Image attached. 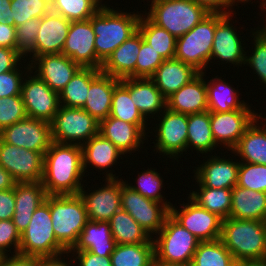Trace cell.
Here are the masks:
<instances>
[{
  "label": "cell",
  "mask_w": 266,
  "mask_h": 266,
  "mask_svg": "<svg viewBox=\"0 0 266 266\" xmlns=\"http://www.w3.org/2000/svg\"><path fill=\"white\" fill-rule=\"evenodd\" d=\"M84 174L81 146L52 141L44 154L41 179L47 195L79 194Z\"/></svg>",
  "instance_id": "obj_1"
},
{
  "label": "cell",
  "mask_w": 266,
  "mask_h": 266,
  "mask_svg": "<svg viewBox=\"0 0 266 266\" xmlns=\"http://www.w3.org/2000/svg\"><path fill=\"white\" fill-rule=\"evenodd\" d=\"M141 13L121 12L103 5L89 20L95 37L96 56L104 63L124 41L138 31Z\"/></svg>",
  "instance_id": "obj_2"
},
{
  "label": "cell",
  "mask_w": 266,
  "mask_h": 266,
  "mask_svg": "<svg viewBox=\"0 0 266 266\" xmlns=\"http://www.w3.org/2000/svg\"><path fill=\"white\" fill-rule=\"evenodd\" d=\"M220 239L238 264L266 260V237L262 221L229 217L222 222Z\"/></svg>",
  "instance_id": "obj_3"
},
{
  "label": "cell",
  "mask_w": 266,
  "mask_h": 266,
  "mask_svg": "<svg viewBox=\"0 0 266 266\" xmlns=\"http://www.w3.org/2000/svg\"><path fill=\"white\" fill-rule=\"evenodd\" d=\"M52 226L57 241L69 252L89 221L86 207L79 194L47 195Z\"/></svg>",
  "instance_id": "obj_4"
},
{
  "label": "cell",
  "mask_w": 266,
  "mask_h": 266,
  "mask_svg": "<svg viewBox=\"0 0 266 266\" xmlns=\"http://www.w3.org/2000/svg\"><path fill=\"white\" fill-rule=\"evenodd\" d=\"M145 14L176 39L193 29L209 12L193 0H152Z\"/></svg>",
  "instance_id": "obj_5"
},
{
  "label": "cell",
  "mask_w": 266,
  "mask_h": 266,
  "mask_svg": "<svg viewBox=\"0 0 266 266\" xmlns=\"http://www.w3.org/2000/svg\"><path fill=\"white\" fill-rule=\"evenodd\" d=\"M19 254L40 258L63 254L68 256V251L54 235L51 212L46 202L36 209L28 227L21 234Z\"/></svg>",
  "instance_id": "obj_6"
},
{
  "label": "cell",
  "mask_w": 266,
  "mask_h": 266,
  "mask_svg": "<svg viewBox=\"0 0 266 266\" xmlns=\"http://www.w3.org/2000/svg\"><path fill=\"white\" fill-rule=\"evenodd\" d=\"M154 239V262L191 265L199 240L170 215Z\"/></svg>",
  "instance_id": "obj_7"
},
{
  "label": "cell",
  "mask_w": 266,
  "mask_h": 266,
  "mask_svg": "<svg viewBox=\"0 0 266 266\" xmlns=\"http://www.w3.org/2000/svg\"><path fill=\"white\" fill-rule=\"evenodd\" d=\"M217 13H209L193 29L176 40V59L192 65L200 73L211 60Z\"/></svg>",
  "instance_id": "obj_8"
},
{
  "label": "cell",
  "mask_w": 266,
  "mask_h": 266,
  "mask_svg": "<svg viewBox=\"0 0 266 266\" xmlns=\"http://www.w3.org/2000/svg\"><path fill=\"white\" fill-rule=\"evenodd\" d=\"M98 129L99 122L84 109L60 105L51 122V137L57 143L81 146L96 136Z\"/></svg>",
  "instance_id": "obj_9"
},
{
  "label": "cell",
  "mask_w": 266,
  "mask_h": 266,
  "mask_svg": "<svg viewBox=\"0 0 266 266\" xmlns=\"http://www.w3.org/2000/svg\"><path fill=\"white\" fill-rule=\"evenodd\" d=\"M27 65L24 69L29 73L27 75L29 79L25 77L21 86V97L27 117L51 123L60 108L59 94L53 91L36 74L31 76L33 71L30 64Z\"/></svg>",
  "instance_id": "obj_10"
},
{
  "label": "cell",
  "mask_w": 266,
  "mask_h": 266,
  "mask_svg": "<svg viewBox=\"0 0 266 266\" xmlns=\"http://www.w3.org/2000/svg\"><path fill=\"white\" fill-rule=\"evenodd\" d=\"M188 204H181V210L171 205L169 215L199 242L213 241L221 237L223 219L201 207L190 196ZM180 210V211H179Z\"/></svg>",
  "instance_id": "obj_11"
},
{
  "label": "cell",
  "mask_w": 266,
  "mask_h": 266,
  "mask_svg": "<svg viewBox=\"0 0 266 266\" xmlns=\"http://www.w3.org/2000/svg\"><path fill=\"white\" fill-rule=\"evenodd\" d=\"M43 165L44 153L17 147L0 138V166L8 171L16 182L41 181Z\"/></svg>",
  "instance_id": "obj_12"
},
{
  "label": "cell",
  "mask_w": 266,
  "mask_h": 266,
  "mask_svg": "<svg viewBox=\"0 0 266 266\" xmlns=\"http://www.w3.org/2000/svg\"><path fill=\"white\" fill-rule=\"evenodd\" d=\"M121 209L128 212L150 236L152 233L157 235L169 215V209L163 203L142 196L126 183L121 191Z\"/></svg>",
  "instance_id": "obj_13"
},
{
  "label": "cell",
  "mask_w": 266,
  "mask_h": 266,
  "mask_svg": "<svg viewBox=\"0 0 266 266\" xmlns=\"http://www.w3.org/2000/svg\"><path fill=\"white\" fill-rule=\"evenodd\" d=\"M160 116H162L160 118ZM158 118L160 120L158 128L154 130L157 134L155 137V149L161 154H166L169 158L177 161L178 156L187 152V134H188V115L176 113L169 109H164ZM180 154V155H179ZM176 157V158H175Z\"/></svg>",
  "instance_id": "obj_14"
},
{
  "label": "cell",
  "mask_w": 266,
  "mask_h": 266,
  "mask_svg": "<svg viewBox=\"0 0 266 266\" xmlns=\"http://www.w3.org/2000/svg\"><path fill=\"white\" fill-rule=\"evenodd\" d=\"M0 138L17 147L45 154L52 143L51 123L27 117L5 127Z\"/></svg>",
  "instance_id": "obj_15"
},
{
  "label": "cell",
  "mask_w": 266,
  "mask_h": 266,
  "mask_svg": "<svg viewBox=\"0 0 266 266\" xmlns=\"http://www.w3.org/2000/svg\"><path fill=\"white\" fill-rule=\"evenodd\" d=\"M95 37L90 20L71 21L62 54L81 68L101 69L103 62L96 56Z\"/></svg>",
  "instance_id": "obj_16"
},
{
  "label": "cell",
  "mask_w": 266,
  "mask_h": 266,
  "mask_svg": "<svg viewBox=\"0 0 266 266\" xmlns=\"http://www.w3.org/2000/svg\"><path fill=\"white\" fill-rule=\"evenodd\" d=\"M256 118L258 114L252 109L210 112L211 130L216 145L223 144L227 150H233Z\"/></svg>",
  "instance_id": "obj_17"
},
{
  "label": "cell",
  "mask_w": 266,
  "mask_h": 266,
  "mask_svg": "<svg viewBox=\"0 0 266 266\" xmlns=\"http://www.w3.org/2000/svg\"><path fill=\"white\" fill-rule=\"evenodd\" d=\"M105 185L88 193L82 187L79 195L84 201L88 219L109 222L111 217L121 209V191L126 181L106 178Z\"/></svg>",
  "instance_id": "obj_18"
},
{
  "label": "cell",
  "mask_w": 266,
  "mask_h": 266,
  "mask_svg": "<svg viewBox=\"0 0 266 266\" xmlns=\"http://www.w3.org/2000/svg\"><path fill=\"white\" fill-rule=\"evenodd\" d=\"M230 17L231 14L217 13V26L211 51V60L219 59L238 66L245 65L247 52L244 51L245 48L241 43L242 39L236 33V28L230 23L232 21Z\"/></svg>",
  "instance_id": "obj_19"
},
{
  "label": "cell",
  "mask_w": 266,
  "mask_h": 266,
  "mask_svg": "<svg viewBox=\"0 0 266 266\" xmlns=\"http://www.w3.org/2000/svg\"><path fill=\"white\" fill-rule=\"evenodd\" d=\"M30 68L36 69L35 74L59 94L81 67L71 58L59 53L36 57L30 63Z\"/></svg>",
  "instance_id": "obj_20"
},
{
  "label": "cell",
  "mask_w": 266,
  "mask_h": 266,
  "mask_svg": "<svg viewBox=\"0 0 266 266\" xmlns=\"http://www.w3.org/2000/svg\"><path fill=\"white\" fill-rule=\"evenodd\" d=\"M211 156L194 171L199 187L233 188L237 184L240 161Z\"/></svg>",
  "instance_id": "obj_21"
},
{
  "label": "cell",
  "mask_w": 266,
  "mask_h": 266,
  "mask_svg": "<svg viewBox=\"0 0 266 266\" xmlns=\"http://www.w3.org/2000/svg\"><path fill=\"white\" fill-rule=\"evenodd\" d=\"M199 73L189 83L166 98V108L170 111L182 114H195L208 110L206 76Z\"/></svg>",
  "instance_id": "obj_22"
},
{
  "label": "cell",
  "mask_w": 266,
  "mask_h": 266,
  "mask_svg": "<svg viewBox=\"0 0 266 266\" xmlns=\"http://www.w3.org/2000/svg\"><path fill=\"white\" fill-rule=\"evenodd\" d=\"M70 25L71 21L53 11L43 16L35 40V58L62 53Z\"/></svg>",
  "instance_id": "obj_23"
},
{
  "label": "cell",
  "mask_w": 266,
  "mask_h": 266,
  "mask_svg": "<svg viewBox=\"0 0 266 266\" xmlns=\"http://www.w3.org/2000/svg\"><path fill=\"white\" fill-rule=\"evenodd\" d=\"M13 222L20 234L28 227L36 209L45 202L46 190L41 181L17 182L14 187Z\"/></svg>",
  "instance_id": "obj_24"
},
{
  "label": "cell",
  "mask_w": 266,
  "mask_h": 266,
  "mask_svg": "<svg viewBox=\"0 0 266 266\" xmlns=\"http://www.w3.org/2000/svg\"><path fill=\"white\" fill-rule=\"evenodd\" d=\"M98 133L110 140L124 155L136 149L138 151L147 136L136 124L111 116L99 122Z\"/></svg>",
  "instance_id": "obj_25"
},
{
  "label": "cell",
  "mask_w": 266,
  "mask_h": 266,
  "mask_svg": "<svg viewBox=\"0 0 266 266\" xmlns=\"http://www.w3.org/2000/svg\"><path fill=\"white\" fill-rule=\"evenodd\" d=\"M141 48L139 30L124 41L103 63L101 71L117 79L135 78L137 55Z\"/></svg>",
  "instance_id": "obj_26"
},
{
  "label": "cell",
  "mask_w": 266,
  "mask_h": 266,
  "mask_svg": "<svg viewBox=\"0 0 266 266\" xmlns=\"http://www.w3.org/2000/svg\"><path fill=\"white\" fill-rule=\"evenodd\" d=\"M120 81L128 88L133 103L146 120L150 114H160L166 109V98L151 78H124Z\"/></svg>",
  "instance_id": "obj_27"
},
{
  "label": "cell",
  "mask_w": 266,
  "mask_h": 266,
  "mask_svg": "<svg viewBox=\"0 0 266 266\" xmlns=\"http://www.w3.org/2000/svg\"><path fill=\"white\" fill-rule=\"evenodd\" d=\"M120 79L100 71L90 82L86 103L82 107L98 122L110 115L112 96Z\"/></svg>",
  "instance_id": "obj_28"
},
{
  "label": "cell",
  "mask_w": 266,
  "mask_h": 266,
  "mask_svg": "<svg viewBox=\"0 0 266 266\" xmlns=\"http://www.w3.org/2000/svg\"><path fill=\"white\" fill-rule=\"evenodd\" d=\"M199 73L192 65L173 58L164 60L151 79L162 95L167 98L189 83Z\"/></svg>",
  "instance_id": "obj_29"
},
{
  "label": "cell",
  "mask_w": 266,
  "mask_h": 266,
  "mask_svg": "<svg viewBox=\"0 0 266 266\" xmlns=\"http://www.w3.org/2000/svg\"><path fill=\"white\" fill-rule=\"evenodd\" d=\"M81 148L84 172L87 166L91 165V167L93 166V168H98L101 171L105 169V178H116L115 174L109 170L107 171V169L111 168L119 160L118 158L121 157L122 159L124 154L110 140L105 139L98 133L81 145Z\"/></svg>",
  "instance_id": "obj_30"
},
{
  "label": "cell",
  "mask_w": 266,
  "mask_h": 266,
  "mask_svg": "<svg viewBox=\"0 0 266 266\" xmlns=\"http://www.w3.org/2000/svg\"><path fill=\"white\" fill-rule=\"evenodd\" d=\"M116 246L110 223L89 220L78 242L70 251H89L98 256L110 257Z\"/></svg>",
  "instance_id": "obj_31"
},
{
  "label": "cell",
  "mask_w": 266,
  "mask_h": 266,
  "mask_svg": "<svg viewBox=\"0 0 266 266\" xmlns=\"http://www.w3.org/2000/svg\"><path fill=\"white\" fill-rule=\"evenodd\" d=\"M262 113L258 114L252 124L246 129L241 136L236 147L231 151L240 156L241 161L252 164L266 165V125L258 120L262 118Z\"/></svg>",
  "instance_id": "obj_32"
},
{
  "label": "cell",
  "mask_w": 266,
  "mask_h": 266,
  "mask_svg": "<svg viewBox=\"0 0 266 266\" xmlns=\"http://www.w3.org/2000/svg\"><path fill=\"white\" fill-rule=\"evenodd\" d=\"M230 218L263 221L266 218V193L235 185Z\"/></svg>",
  "instance_id": "obj_33"
},
{
  "label": "cell",
  "mask_w": 266,
  "mask_h": 266,
  "mask_svg": "<svg viewBox=\"0 0 266 266\" xmlns=\"http://www.w3.org/2000/svg\"><path fill=\"white\" fill-rule=\"evenodd\" d=\"M215 76L206 83L208 111L209 112H230L238 109H251L244 100L240 101L238 91L230 84Z\"/></svg>",
  "instance_id": "obj_34"
},
{
  "label": "cell",
  "mask_w": 266,
  "mask_h": 266,
  "mask_svg": "<svg viewBox=\"0 0 266 266\" xmlns=\"http://www.w3.org/2000/svg\"><path fill=\"white\" fill-rule=\"evenodd\" d=\"M188 134H187V149L192 146V150L197 153L206 154L212 152L217 145L210 124V112L207 110L201 113L188 115Z\"/></svg>",
  "instance_id": "obj_35"
},
{
  "label": "cell",
  "mask_w": 266,
  "mask_h": 266,
  "mask_svg": "<svg viewBox=\"0 0 266 266\" xmlns=\"http://www.w3.org/2000/svg\"><path fill=\"white\" fill-rule=\"evenodd\" d=\"M109 223L116 244L148 243L154 239L125 210L117 211Z\"/></svg>",
  "instance_id": "obj_36"
},
{
  "label": "cell",
  "mask_w": 266,
  "mask_h": 266,
  "mask_svg": "<svg viewBox=\"0 0 266 266\" xmlns=\"http://www.w3.org/2000/svg\"><path fill=\"white\" fill-rule=\"evenodd\" d=\"M101 71L95 68H80L59 93L60 105L82 108L86 103L90 82Z\"/></svg>",
  "instance_id": "obj_37"
},
{
  "label": "cell",
  "mask_w": 266,
  "mask_h": 266,
  "mask_svg": "<svg viewBox=\"0 0 266 266\" xmlns=\"http://www.w3.org/2000/svg\"><path fill=\"white\" fill-rule=\"evenodd\" d=\"M112 266H153L154 241L139 244H116L111 254Z\"/></svg>",
  "instance_id": "obj_38"
},
{
  "label": "cell",
  "mask_w": 266,
  "mask_h": 266,
  "mask_svg": "<svg viewBox=\"0 0 266 266\" xmlns=\"http://www.w3.org/2000/svg\"><path fill=\"white\" fill-rule=\"evenodd\" d=\"M141 15L138 30L152 48L164 60L173 59L176 51V38L166 29L154 24L146 15Z\"/></svg>",
  "instance_id": "obj_39"
},
{
  "label": "cell",
  "mask_w": 266,
  "mask_h": 266,
  "mask_svg": "<svg viewBox=\"0 0 266 266\" xmlns=\"http://www.w3.org/2000/svg\"><path fill=\"white\" fill-rule=\"evenodd\" d=\"M189 196L204 209L218 215L223 220L230 217L232 188L200 187Z\"/></svg>",
  "instance_id": "obj_40"
},
{
  "label": "cell",
  "mask_w": 266,
  "mask_h": 266,
  "mask_svg": "<svg viewBox=\"0 0 266 266\" xmlns=\"http://www.w3.org/2000/svg\"><path fill=\"white\" fill-rule=\"evenodd\" d=\"M125 122L136 124L144 133L147 121L137 109L130 97V91L120 81L114 88L110 115Z\"/></svg>",
  "instance_id": "obj_41"
},
{
  "label": "cell",
  "mask_w": 266,
  "mask_h": 266,
  "mask_svg": "<svg viewBox=\"0 0 266 266\" xmlns=\"http://www.w3.org/2000/svg\"><path fill=\"white\" fill-rule=\"evenodd\" d=\"M221 239L199 242L191 266H237Z\"/></svg>",
  "instance_id": "obj_42"
},
{
  "label": "cell",
  "mask_w": 266,
  "mask_h": 266,
  "mask_svg": "<svg viewBox=\"0 0 266 266\" xmlns=\"http://www.w3.org/2000/svg\"><path fill=\"white\" fill-rule=\"evenodd\" d=\"M103 0H54L51 11L69 21L89 20L104 4Z\"/></svg>",
  "instance_id": "obj_43"
},
{
  "label": "cell",
  "mask_w": 266,
  "mask_h": 266,
  "mask_svg": "<svg viewBox=\"0 0 266 266\" xmlns=\"http://www.w3.org/2000/svg\"><path fill=\"white\" fill-rule=\"evenodd\" d=\"M155 170L156 169L152 170L148 168L147 170L141 172V175L138 174V178H136L137 181H135L138 186L130 183L128 184V182L126 184L142 196L163 203L169 209L172 204L167 200H164V197L160 192L162 191L161 188H163V179Z\"/></svg>",
  "instance_id": "obj_44"
},
{
  "label": "cell",
  "mask_w": 266,
  "mask_h": 266,
  "mask_svg": "<svg viewBox=\"0 0 266 266\" xmlns=\"http://www.w3.org/2000/svg\"><path fill=\"white\" fill-rule=\"evenodd\" d=\"M51 11V4L46 0H11V17L14 26L32 18H42Z\"/></svg>",
  "instance_id": "obj_45"
},
{
  "label": "cell",
  "mask_w": 266,
  "mask_h": 266,
  "mask_svg": "<svg viewBox=\"0 0 266 266\" xmlns=\"http://www.w3.org/2000/svg\"><path fill=\"white\" fill-rule=\"evenodd\" d=\"M40 26L41 18H32L16 27L15 50L24 59L28 54H33L32 58H29L32 59L29 63L35 59V40Z\"/></svg>",
  "instance_id": "obj_46"
},
{
  "label": "cell",
  "mask_w": 266,
  "mask_h": 266,
  "mask_svg": "<svg viewBox=\"0 0 266 266\" xmlns=\"http://www.w3.org/2000/svg\"><path fill=\"white\" fill-rule=\"evenodd\" d=\"M236 185L266 193V165L240 161Z\"/></svg>",
  "instance_id": "obj_47"
},
{
  "label": "cell",
  "mask_w": 266,
  "mask_h": 266,
  "mask_svg": "<svg viewBox=\"0 0 266 266\" xmlns=\"http://www.w3.org/2000/svg\"><path fill=\"white\" fill-rule=\"evenodd\" d=\"M164 59L141 35V48L137 55L135 78H151Z\"/></svg>",
  "instance_id": "obj_48"
},
{
  "label": "cell",
  "mask_w": 266,
  "mask_h": 266,
  "mask_svg": "<svg viewBox=\"0 0 266 266\" xmlns=\"http://www.w3.org/2000/svg\"><path fill=\"white\" fill-rule=\"evenodd\" d=\"M27 118L21 95L0 97V132L7 126Z\"/></svg>",
  "instance_id": "obj_49"
},
{
  "label": "cell",
  "mask_w": 266,
  "mask_h": 266,
  "mask_svg": "<svg viewBox=\"0 0 266 266\" xmlns=\"http://www.w3.org/2000/svg\"><path fill=\"white\" fill-rule=\"evenodd\" d=\"M252 33L254 50H252L250 56H245V64L254 69V74H258L257 76L262 80L260 82H263L266 86V42L255 32L252 31Z\"/></svg>",
  "instance_id": "obj_50"
},
{
  "label": "cell",
  "mask_w": 266,
  "mask_h": 266,
  "mask_svg": "<svg viewBox=\"0 0 266 266\" xmlns=\"http://www.w3.org/2000/svg\"><path fill=\"white\" fill-rule=\"evenodd\" d=\"M21 234L17 230L12 219L0 220V254L7 256L8 249L14 247L13 254H19ZM13 245V246H12Z\"/></svg>",
  "instance_id": "obj_51"
},
{
  "label": "cell",
  "mask_w": 266,
  "mask_h": 266,
  "mask_svg": "<svg viewBox=\"0 0 266 266\" xmlns=\"http://www.w3.org/2000/svg\"><path fill=\"white\" fill-rule=\"evenodd\" d=\"M18 67L0 74V97L21 95L22 79H24V76L22 70Z\"/></svg>",
  "instance_id": "obj_52"
},
{
  "label": "cell",
  "mask_w": 266,
  "mask_h": 266,
  "mask_svg": "<svg viewBox=\"0 0 266 266\" xmlns=\"http://www.w3.org/2000/svg\"><path fill=\"white\" fill-rule=\"evenodd\" d=\"M15 204L14 188L0 190V220L13 219Z\"/></svg>",
  "instance_id": "obj_53"
},
{
  "label": "cell",
  "mask_w": 266,
  "mask_h": 266,
  "mask_svg": "<svg viewBox=\"0 0 266 266\" xmlns=\"http://www.w3.org/2000/svg\"><path fill=\"white\" fill-rule=\"evenodd\" d=\"M72 252L78 254L74 260V262L78 261V266H112L111 257L98 256L89 251H69L68 253Z\"/></svg>",
  "instance_id": "obj_54"
},
{
  "label": "cell",
  "mask_w": 266,
  "mask_h": 266,
  "mask_svg": "<svg viewBox=\"0 0 266 266\" xmlns=\"http://www.w3.org/2000/svg\"><path fill=\"white\" fill-rule=\"evenodd\" d=\"M21 59L15 49L0 47V74L14 70Z\"/></svg>",
  "instance_id": "obj_55"
},
{
  "label": "cell",
  "mask_w": 266,
  "mask_h": 266,
  "mask_svg": "<svg viewBox=\"0 0 266 266\" xmlns=\"http://www.w3.org/2000/svg\"><path fill=\"white\" fill-rule=\"evenodd\" d=\"M3 256L0 266H40L41 258L37 256H26L11 254Z\"/></svg>",
  "instance_id": "obj_56"
},
{
  "label": "cell",
  "mask_w": 266,
  "mask_h": 266,
  "mask_svg": "<svg viewBox=\"0 0 266 266\" xmlns=\"http://www.w3.org/2000/svg\"><path fill=\"white\" fill-rule=\"evenodd\" d=\"M193 1L203 6L209 13L231 14L233 12L231 10V7L233 5L229 2V0H193Z\"/></svg>",
  "instance_id": "obj_57"
},
{
  "label": "cell",
  "mask_w": 266,
  "mask_h": 266,
  "mask_svg": "<svg viewBox=\"0 0 266 266\" xmlns=\"http://www.w3.org/2000/svg\"><path fill=\"white\" fill-rule=\"evenodd\" d=\"M16 27L0 22V47L15 49Z\"/></svg>",
  "instance_id": "obj_58"
},
{
  "label": "cell",
  "mask_w": 266,
  "mask_h": 266,
  "mask_svg": "<svg viewBox=\"0 0 266 266\" xmlns=\"http://www.w3.org/2000/svg\"><path fill=\"white\" fill-rule=\"evenodd\" d=\"M0 22L14 26V20L11 17V0H0Z\"/></svg>",
  "instance_id": "obj_59"
},
{
  "label": "cell",
  "mask_w": 266,
  "mask_h": 266,
  "mask_svg": "<svg viewBox=\"0 0 266 266\" xmlns=\"http://www.w3.org/2000/svg\"><path fill=\"white\" fill-rule=\"evenodd\" d=\"M16 183L10 173L0 166V190L12 189Z\"/></svg>",
  "instance_id": "obj_60"
},
{
  "label": "cell",
  "mask_w": 266,
  "mask_h": 266,
  "mask_svg": "<svg viewBox=\"0 0 266 266\" xmlns=\"http://www.w3.org/2000/svg\"><path fill=\"white\" fill-rule=\"evenodd\" d=\"M62 256L58 255V256H54V257H44L41 258V265L40 266H70V265H74L71 264V262L73 263V260H70L69 264L67 263V260H63L64 258L60 259Z\"/></svg>",
  "instance_id": "obj_61"
},
{
  "label": "cell",
  "mask_w": 266,
  "mask_h": 266,
  "mask_svg": "<svg viewBox=\"0 0 266 266\" xmlns=\"http://www.w3.org/2000/svg\"><path fill=\"white\" fill-rule=\"evenodd\" d=\"M237 266H266L265 261H254V262H243L239 263Z\"/></svg>",
  "instance_id": "obj_62"
},
{
  "label": "cell",
  "mask_w": 266,
  "mask_h": 266,
  "mask_svg": "<svg viewBox=\"0 0 266 266\" xmlns=\"http://www.w3.org/2000/svg\"><path fill=\"white\" fill-rule=\"evenodd\" d=\"M260 27L256 28L258 30L254 31L260 38H262L266 42V25L263 29H259Z\"/></svg>",
  "instance_id": "obj_63"
},
{
  "label": "cell",
  "mask_w": 266,
  "mask_h": 266,
  "mask_svg": "<svg viewBox=\"0 0 266 266\" xmlns=\"http://www.w3.org/2000/svg\"><path fill=\"white\" fill-rule=\"evenodd\" d=\"M153 266H191L187 264H171V263H162V262H154Z\"/></svg>",
  "instance_id": "obj_64"
},
{
  "label": "cell",
  "mask_w": 266,
  "mask_h": 266,
  "mask_svg": "<svg viewBox=\"0 0 266 266\" xmlns=\"http://www.w3.org/2000/svg\"><path fill=\"white\" fill-rule=\"evenodd\" d=\"M248 1H250V0H229V2H230L232 5H235V3H238V2H240V3H241V2H242V3H243V2H244V3L246 2V3H247Z\"/></svg>",
  "instance_id": "obj_65"
},
{
  "label": "cell",
  "mask_w": 266,
  "mask_h": 266,
  "mask_svg": "<svg viewBox=\"0 0 266 266\" xmlns=\"http://www.w3.org/2000/svg\"><path fill=\"white\" fill-rule=\"evenodd\" d=\"M260 7L262 8V10L264 9H266V0H262L261 1V5H260ZM266 11V10H265Z\"/></svg>",
  "instance_id": "obj_66"
},
{
  "label": "cell",
  "mask_w": 266,
  "mask_h": 266,
  "mask_svg": "<svg viewBox=\"0 0 266 266\" xmlns=\"http://www.w3.org/2000/svg\"><path fill=\"white\" fill-rule=\"evenodd\" d=\"M265 229V237H266V218L262 221Z\"/></svg>",
  "instance_id": "obj_67"
},
{
  "label": "cell",
  "mask_w": 266,
  "mask_h": 266,
  "mask_svg": "<svg viewBox=\"0 0 266 266\" xmlns=\"http://www.w3.org/2000/svg\"><path fill=\"white\" fill-rule=\"evenodd\" d=\"M46 1L52 4L54 0H46Z\"/></svg>",
  "instance_id": "obj_68"
},
{
  "label": "cell",
  "mask_w": 266,
  "mask_h": 266,
  "mask_svg": "<svg viewBox=\"0 0 266 266\" xmlns=\"http://www.w3.org/2000/svg\"><path fill=\"white\" fill-rule=\"evenodd\" d=\"M2 258H3V256L0 254V263H1V261H2Z\"/></svg>",
  "instance_id": "obj_69"
}]
</instances>
